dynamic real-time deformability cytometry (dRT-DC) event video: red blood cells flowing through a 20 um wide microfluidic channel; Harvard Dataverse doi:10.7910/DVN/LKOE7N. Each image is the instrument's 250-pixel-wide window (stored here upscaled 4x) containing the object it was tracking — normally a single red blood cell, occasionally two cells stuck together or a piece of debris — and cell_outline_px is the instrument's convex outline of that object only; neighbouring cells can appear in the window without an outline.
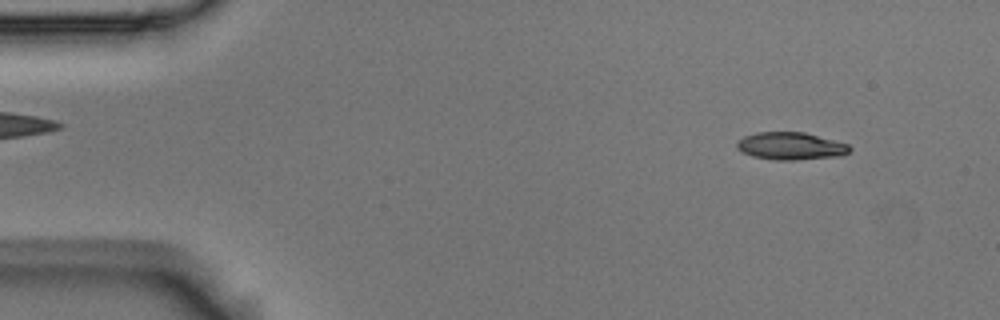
{"species": "Egyptian fruit bat (a non-hibernating species)", "species_latin": "Rousettus aegyptiacus", "temperature_condition": "room temperature", "stored_images_in_passage": 53, "camera_frame_rate_fps": 3000, "um_per_image_px": 0.085, "animal": {"sex": "male"}, "frame": {"image": 1, "passage_image": 5, "time_ms": 1.333, "image_size_px": [1000, 320], "cell_outline_px": [[852, 148], [848, 152], [840, 156], [796, 160], [776, 160], [752, 156], [736, 148], [736, 144], [744, 136], [756, 132], [804, 132], [848, 144]], "centroid_in_image_um": [67.21, 12.41], "position_along_channel_um": 17.8, "area_um2": 17.98}}
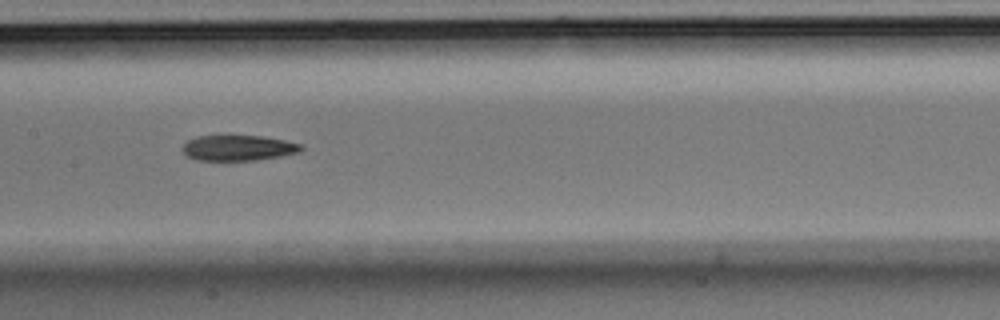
{"frame": {"image": 2, "passage_image": 26, "time_ms": 8.333, "image_size_px": [1000, 320], "cell_outline_px": [[304, 148], [300, 152], [280, 156], [256, 160], [196, 160], [188, 156], [180, 148], [188, 140], [196, 136], [264, 136], [284, 140], [300, 144]], "centroid_in_image_um": [20.25, 12.57], "position_along_channel_um": 187.2, "area_um2": 17.57}}
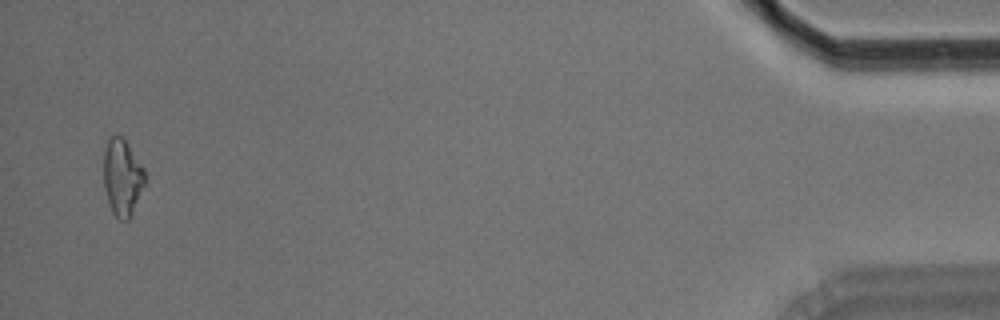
{"frame": {"image": 3, "passage_image": 52, "time_ms": 17.0, "image_size_px": [1000, 320], "cell_outline_px": [[144, 184], [132, 212], [128, 220], [120, 220], [112, 212], [104, 188], [104, 152], [108, 140], [112, 136], [120, 136], [124, 140], [144, 168]], "centroid_in_image_um": [10.37, 15.09], "position_along_channel_um": 424.8, "area_um2": 17.86}, "authors_computed_cell_mechanics": {"area_um2": 18.2648, "velocity_mm_per_s": 3.7242, "shape_relaxation_time_tau1_ms": 6.2593, "shape_relaxation_time_tau2_ms": null, "deformation_change_tau1": 0.1602, "deformation_change_tau2": null}}